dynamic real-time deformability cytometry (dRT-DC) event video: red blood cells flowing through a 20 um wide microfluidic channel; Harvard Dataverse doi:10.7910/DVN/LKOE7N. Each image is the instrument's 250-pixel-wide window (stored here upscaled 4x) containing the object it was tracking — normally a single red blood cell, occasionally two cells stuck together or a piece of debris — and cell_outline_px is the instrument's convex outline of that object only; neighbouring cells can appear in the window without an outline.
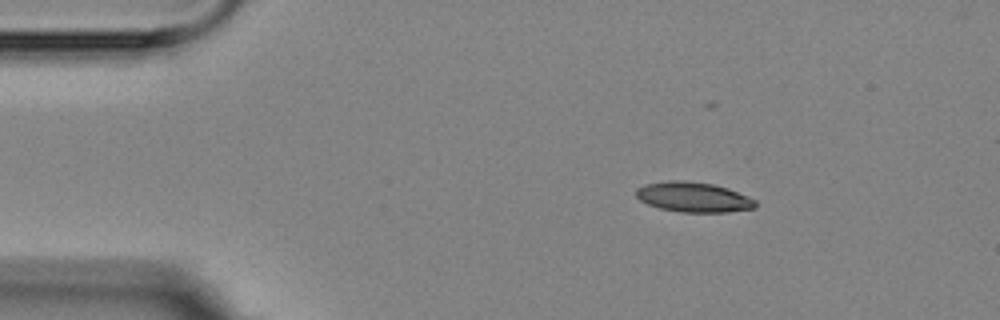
{"species": "Egyptian fruit bat (a non-hibernating species)", "species_latin": "Rousettus aegyptiacus", "temperature_condition": "room temperature", "stored_images_in_passage": 3, "camera_frame_rate_fps": 3000, "um_per_image_px": 0.085, "animal": {"sex": "female"}, "frame": {"image": 1, "passage_image": 1, "time_ms": 0.0, "image_size_px": [1000, 320], "cell_outline_px": [[756, 208], [728, 212], [680, 212], [660, 208], [648, 204], [640, 200], [636, 196], [636, 188], [644, 184], [668, 180], [684, 180], [712, 184], [728, 188], [748, 196], [756, 200]], "centroid_in_image_um": [58.94, 16.75], "position_along_channel_um": 26.1, "area_um2": 20.98}}